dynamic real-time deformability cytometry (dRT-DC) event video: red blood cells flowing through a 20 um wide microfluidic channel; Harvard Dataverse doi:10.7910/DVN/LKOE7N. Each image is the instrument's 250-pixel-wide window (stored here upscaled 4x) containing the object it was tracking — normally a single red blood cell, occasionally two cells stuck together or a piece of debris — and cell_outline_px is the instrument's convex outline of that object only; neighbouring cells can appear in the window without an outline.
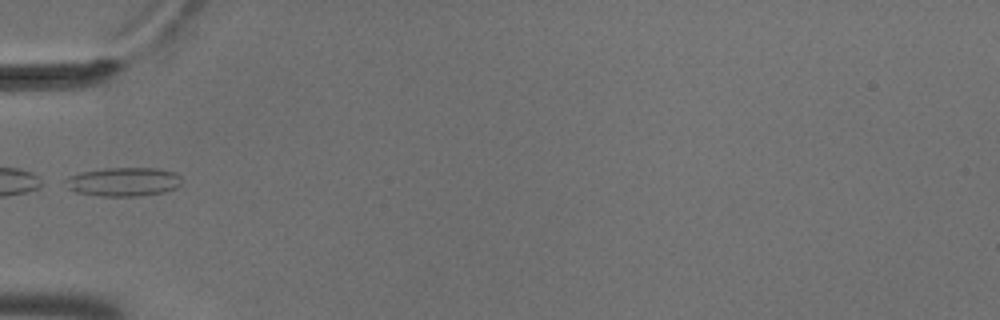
{"species": "common noctule bat (a hibernating species)", "species_latin": "Nyctalus noctula", "temperature_condition": "cold", "stored_images_in_passage": 11, "camera_frame_rate_fps": 3000, "um_per_image_px": 0.085, "animal": {"sex": "male", "body_mass_g": 18.8}, "frame": {"image": 1, "passage_image": 5, "time_ms": 1.333, "image_size_px": [1000, 320], "cell_outline_px": [[180, 184], [176, 188], [164, 192], [140, 196], [100, 196], [76, 192], [68, 188], [64, 180], [68, 176], [80, 172], [104, 168], [156, 168], [176, 172], [180, 176]], "centroid_in_image_um": [10.49, 15.45], "position_along_channel_um": 74.5, "area_um2": 19.65}}
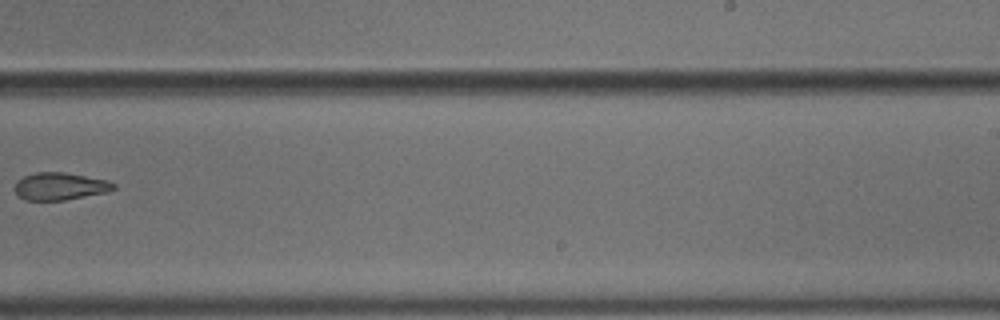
{"frame": {"image": 2, "passage_image": 10, "time_ms": 3.0, "image_size_px": [1000, 320], "cell_outline_px": [[116, 188], [108, 192], [64, 200], [24, 200], [16, 192], [16, 184], [24, 176], [36, 172], [64, 172], [108, 180], [116, 184]], "centroid_in_image_um": [5.15, 15.83], "position_along_channel_um": 283.8, "area_um2": 15.66}}
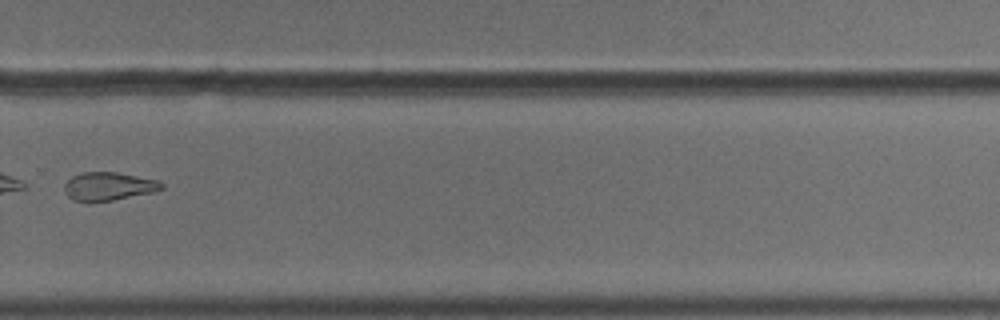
{"frame": {"image": 3, "passage_image": 11, "time_ms": 3.333, "image_size_px": [1000, 320], "cell_outline_px": [[164, 188], [152, 192], [112, 200], [72, 200], [64, 192], [64, 184], [72, 176], [80, 172], [116, 172], [160, 180], [164, 184]], "centroid_in_image_um": [9.24, 15.81], "position_along_channel_um": 320.6, "area_um2": 15.84}}